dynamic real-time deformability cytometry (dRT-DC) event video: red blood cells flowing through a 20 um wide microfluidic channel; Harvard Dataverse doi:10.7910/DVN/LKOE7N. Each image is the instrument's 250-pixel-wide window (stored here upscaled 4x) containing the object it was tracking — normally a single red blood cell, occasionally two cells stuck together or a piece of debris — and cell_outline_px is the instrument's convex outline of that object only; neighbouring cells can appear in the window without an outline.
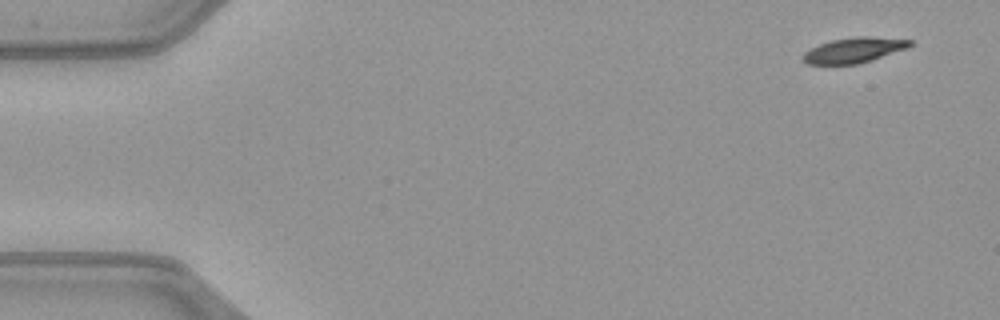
{"species": "common noctule bat (a hibernating species)", "species_latin": "Nyctalus noctula", "temperature_condition": "warm", "stored_images_in_passage": 49, "camera_frame_rate_fps": 3000, "um_per_image_px": 0.085, "animal": {"sex": "female", "body_mass_g": 21.9}, "frame": {"image": 1, "passage_image": 1, "time_ms": 0.0, "image_size_px": [1000, 320], "cell_outline_px": [[912, 44], [908, 48], [872, 60], [856, 64], [808, 64], [800, 60], [804, 52], [820, 44], [832, 40], [856, 36], [868, 36], [912, 40]], "centroid_in_image_um": [72.58, 4.26], "position_along_channel_um": 12.4, "area_um2": 15.72}}
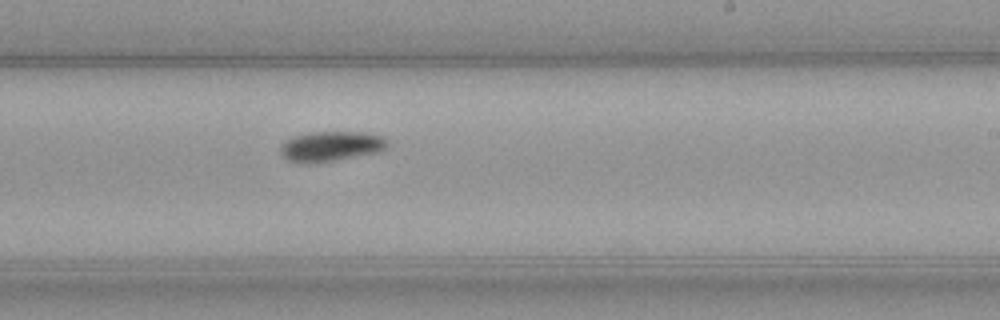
{"frame": {"image": 2, "passage_image": 29, "time_ms": 9.333, "image_size_px": [1000, 320], "cell_outline_px": [[388, 144], [380, 152], [336, 160], [312, 164], [304, 164], [288, 160], [280, 152], [280, 144], [292, 136], [316, 132], [364, 132], [384, 136], [388, 140]], "centroid_in_image_um": [28.13, 12.44], "position_along_channel_um": 260.9, "area_um2": 18.96}}
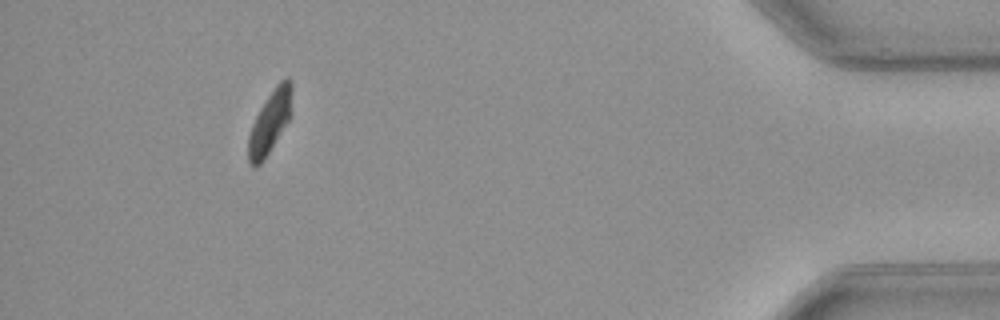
{"frame": {"image": 3, "passage_image": 45, "time_ms": 14.667, "image_size_px": [1000, 320], "cell_outline_px": [[292, 92], [288, 120], [264, 160], [260, 164], [252, 164], [248, 160], [248, 136], [252, 124], [260, 108], [276, 84], [280, 80], [288, 76], [292, 80]], "centroid_in_image_um": [22.94, 10.31], "position_along_channel_um": 412.3, "area_um2": 15.49}, "authors_computed_cell_mechanics": {"area_um2": 17.3978, "velocity_mm_per_s": 4.0413, "shape_relaxation_time_tau1_ms": 2.7658, "shape_relaxation_time_tau2_ms": null, "deformation_change_tau1": 0.129, "deformation_change_tau2": null}}